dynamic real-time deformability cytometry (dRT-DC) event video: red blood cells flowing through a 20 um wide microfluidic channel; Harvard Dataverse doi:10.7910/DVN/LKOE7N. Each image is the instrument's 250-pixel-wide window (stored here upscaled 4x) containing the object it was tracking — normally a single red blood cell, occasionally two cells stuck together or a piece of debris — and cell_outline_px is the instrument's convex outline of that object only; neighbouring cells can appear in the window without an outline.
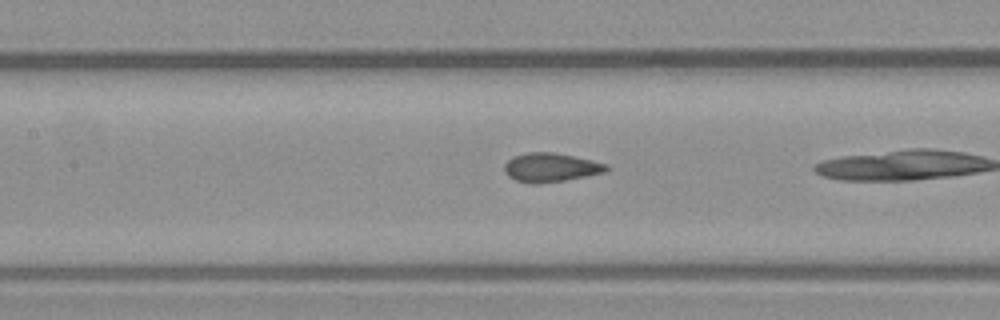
{"species": "common noctule bat (a hibernating species)", "species_latin": "Nyctalus noctula", "temperature_condition": "warm", "stored_images_in_passage": 29, "camera_frame_rate_fps": 3000, "um_per_image_px": 0.085, "animal": {"sex": "male", "body_mass_g": 23.1, "forearm_length_mm": 52.7}, "frame": {"image": 1, "passage_image": 13, "time_ms": 4.0, "image_size_px": [1000, 320], "cell_outline_px": [[612, 168], [604, 172], [564, 180], [540, 184], [532, 184], [516, 180], [508, 176], [504, 172], [504, 164], [508, 160], [516, 156], [528, 152], [552, 152], [592, 160], [608, 164]], "centroid_in_image_um": [46.81, 14.24], "position_along_channel_um": 160.6, "area_um2": 17.11}}
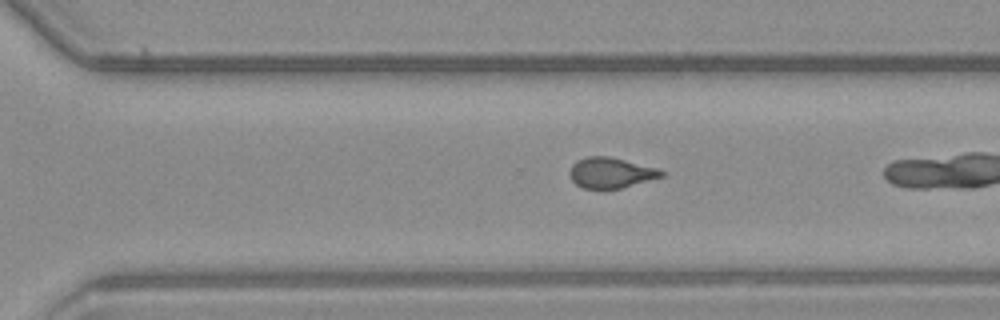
{"frame": {"image": 2, "passage_image": 25, "time_ms": 8.0, "image_size_px": [1000, 320], "cell_outline_px": [[664, 176], [620, 188], [584, 188], [576, 184], [572, 180], [568, 172], [572, 164], [576, 160], [588, 156], [608, 156], [656, 168], [664, 172]], "centroid_in_image_um": [51.87, 14.67], "position_along_channel_um": 318.7, "area_um2": 16.07}}